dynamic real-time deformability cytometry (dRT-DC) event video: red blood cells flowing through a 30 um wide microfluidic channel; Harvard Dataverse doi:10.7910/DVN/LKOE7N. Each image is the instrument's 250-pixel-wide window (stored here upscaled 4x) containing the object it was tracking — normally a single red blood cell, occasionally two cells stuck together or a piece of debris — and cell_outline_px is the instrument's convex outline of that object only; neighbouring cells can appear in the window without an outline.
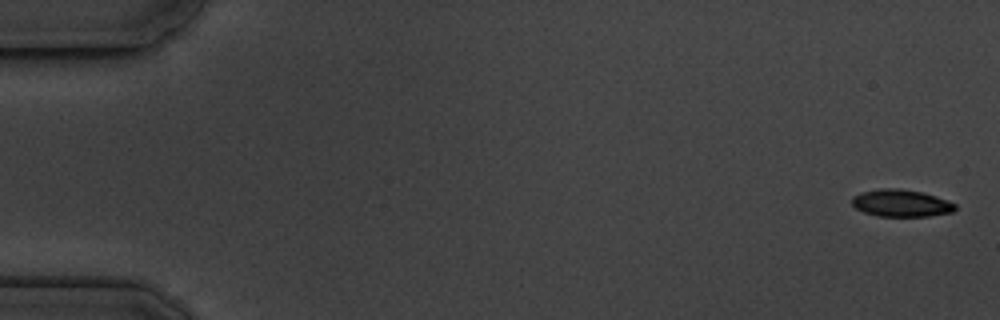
{"species": "common noctule bat (a hibernating species)", "species_latin": "Nyctalus noctula", "temperature_condition": "cold", "stored_images_in_passage": 5, "camera_frame_rate_fps": 3000, "um_per_image_px": 0.085, "animal": {"sex": "male", "body_mass_g": 19.5, "forearm_length_mm": 54.6}, "frame": {"image": 1, "passage_image": 1, "time_ms": 0.0, "image_size_px": [1000, 320], "cell_outline_px": [[956, 208], [952, 212], [928, 216], [880, 216], [864, 212], [856, 208], [852, 204], [852, 196], [860, 192], [880, 188], [896, 188], [920, 192], [936, 196], [956, 204]], "centroid_in_image_um": [76.57, 17.26], "position_along_channel_um": 8.4, "area_um2": 16.24}}
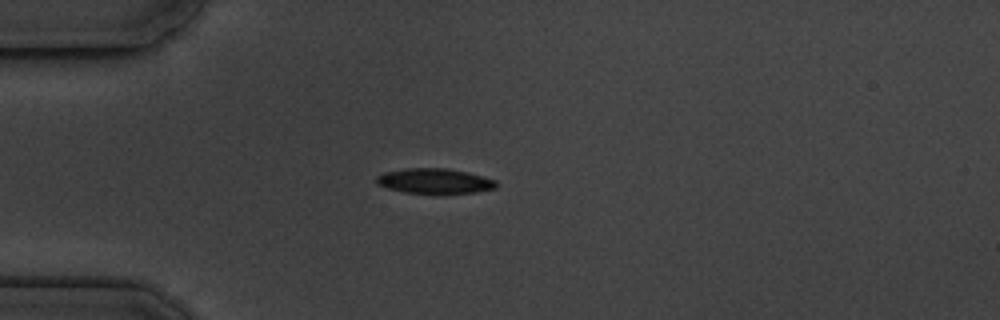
{"frame": {"image": 2, "passage_image": 5, "time_ms": 4.667, "image_size_px": [1000, 320], "cell_outline_px": [[496, 188], [476, 192], [404, 192], [388, 188], [376, 184], [376, 176], [384, 172], [408, 168], [444, 168], [468, 172], [484, 176], [496, 180]], "centroid_in_image_um": [36.93, 15.36], "position_along_channel_um": 48.1, "area_um2": 17.17}}